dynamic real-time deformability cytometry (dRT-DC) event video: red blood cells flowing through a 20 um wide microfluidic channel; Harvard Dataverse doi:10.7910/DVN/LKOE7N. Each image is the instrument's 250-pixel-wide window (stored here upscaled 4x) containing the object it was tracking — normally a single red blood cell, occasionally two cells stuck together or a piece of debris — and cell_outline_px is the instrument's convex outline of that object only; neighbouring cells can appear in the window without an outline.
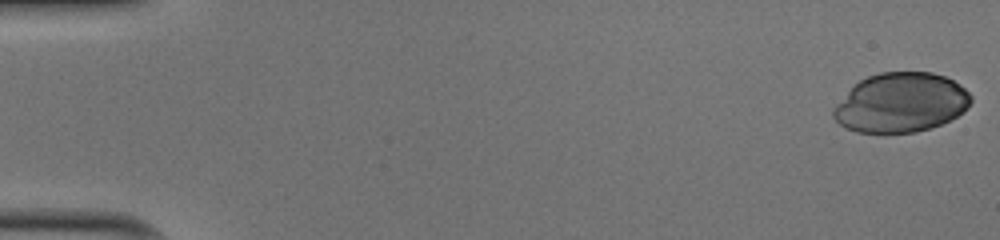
{"species": "human", "species_latin": "Homo sapiens", "temperature_condition": "cold", "stored_images_in_passage": 43, "camera_frame_rate_fps": 3000, "um_per_image_px": 0.085, "donor": {"sex": "male"}, "frame": {"image": 1, "passage_image": 1, "time_ms": 0.0, "image_size_px": [1000, 240], "cell_outline_px": [[972, 100], [964, 112], [940, 124], [916, 132], [856, 132], [840, 124], [832, 116], [832, 108], [860, 80], [868, 76], [880, 72], [932, 72], [944, 76], [960, 84], [972, 96]], "centroid_in_image_um": [76.58, 8.72], "position_along_channel_um": 8.4, "area_um2": 47.28}}
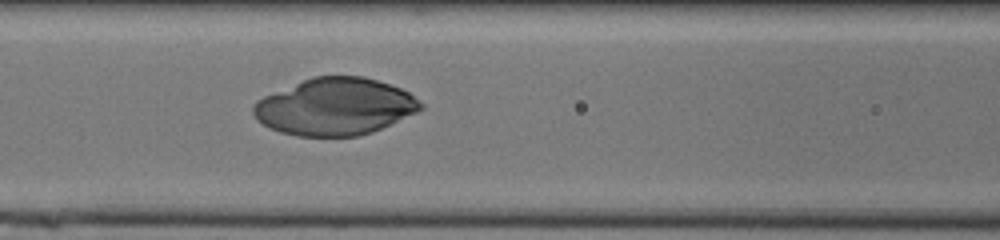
{"frame": {"image": 2, "passage_image": 23, "time_ms": 7.333, "image_size_px": [1000, 240], "cell_outline_px": [[424, 108], [416, 112], [372, 132], [360, 136], [296, 136], [280, 132], [268, 128], [256, 120], [252, 112], [252, 104], [256, 100], [264, 96], [312, 76], [364, 76], [400, 88], [408, 92], [420, 100], [424, 104]], "centroid_in_image_um": [28.44, 9.07], "position_along_channel_um": 138.2, "area_um2": 55.72}}
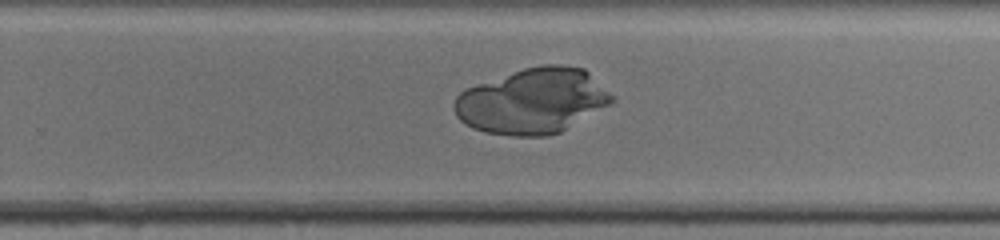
{"frame": {"image": 3, "passage_image": 34, "time_ms": 11.0, "image_size_px": [1000, 240], "cell_outline_px": [[616, 100], [560, 132], [548, 136], [512, 136], [484, 132], [472, 128], [460, 120], [456, 116], [452, 108], [452, 104], [456, 96], [460, 92], [476, 84], [524, 68], [544, 64], [560, 64], [584, 68]], "centroid_in_image_um": [45.21, 8.59], "position_along_channel_um": 284.6, "area_um2": 59.77}}